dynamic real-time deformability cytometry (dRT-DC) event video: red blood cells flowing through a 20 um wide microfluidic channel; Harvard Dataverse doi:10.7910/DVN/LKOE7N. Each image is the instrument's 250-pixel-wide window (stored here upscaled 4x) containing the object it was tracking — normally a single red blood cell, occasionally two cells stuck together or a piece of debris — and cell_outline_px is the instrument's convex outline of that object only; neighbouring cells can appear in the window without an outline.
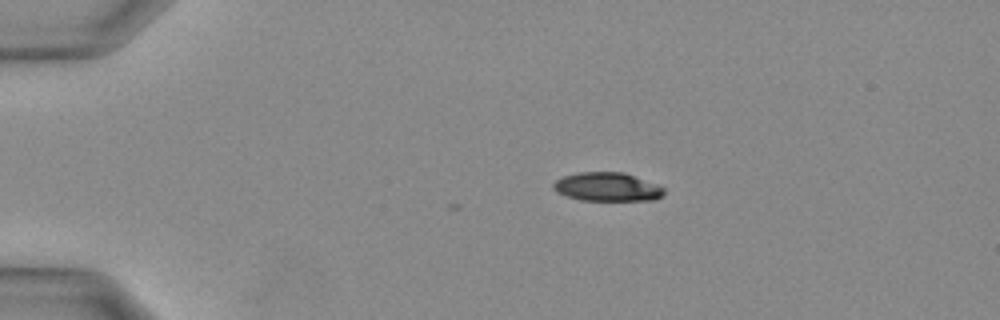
{"species": "Egyptian fruit bat (a non-hibernating species)", "species_latin": "Rousettus aegyptiacus", "temperature_condition": "warm", "stored_images_in_passage": 27, "camera_frame_rate_fps": 3000, "um_per_image_px": 0.085, "animal": {"sex": "female"}, "frame": {"image": 1, "passage_image": 1, "time_ms": 0.0, "image_size_px": [1000, 320], "cell_outline_px": [[664, 192], [656, 200], [580, 200], [556, 192], [552, 188], [552, 184], [556, 180], [564, 176], [580, 172], [624, 172], [656, 184], [664, 188]], "centroid_in_image_um": [51.59, 15.88], "position_along_channel_um": 33.4, "area_um2": 18.38}}
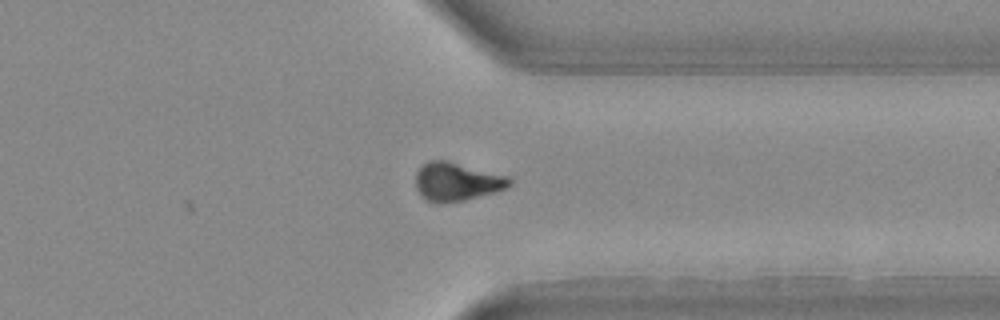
{"frame": {"image": 2, "passage_image": 21, "time_ms": 6.667, "image_size_px": [1000, 320], "cell_outline_px": [[512, 184], [508, 188], [496, 192], [464, 200], [440, 204], [428, 200], [416, 188], [416, 172], [428, 160], [444, 160], [508, 176], [512, 180]], "centroid_in_image_um": [38.85, 15.45], "position_along_channel_um": 372.5, "area_um2": 20.81}}
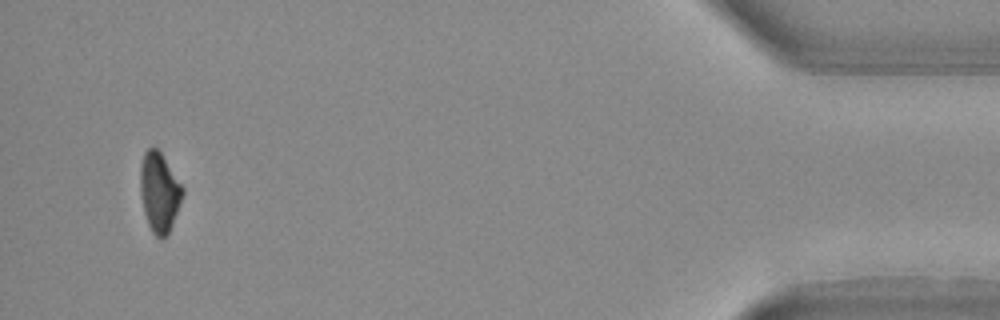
{"frame": {"image": 3, "passage_image": 27, "time_ms": 8.667, "image_size_px": [1000, 320], "cell_outline_px": [[184, 192], [172, 224], [168, 232], [164, 236], [156, 236], [152, 232], [148, 224], [144, 212], [140, 192], [140, 164], [144, 152], [152, 144], [160, 152], [184, 188]], "centroid_in_image_um": [13.52, 16.28], "position_along_channel_um": 421.7, "area_um2": 19.36}}